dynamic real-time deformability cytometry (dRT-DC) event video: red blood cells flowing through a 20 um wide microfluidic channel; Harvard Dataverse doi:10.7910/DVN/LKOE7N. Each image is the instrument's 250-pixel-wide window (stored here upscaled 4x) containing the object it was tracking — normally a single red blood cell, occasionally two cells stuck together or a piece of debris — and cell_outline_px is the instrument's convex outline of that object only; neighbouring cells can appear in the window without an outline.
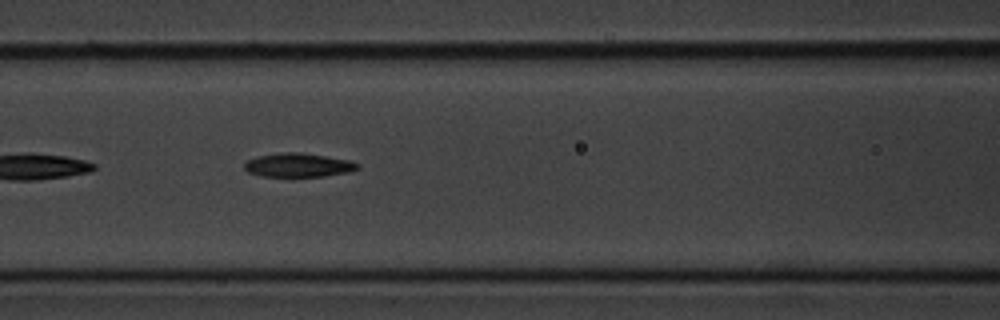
{"species": "common noctule bat (a hibernating species)", "species_latin": "Nyctalus noctula", "temperature_condition": "cold", "stored_images_in_passage": 24, "camera_frame_rate_fps": 3000, "um_per_image_px": 0.085, "animal": {"sex": "male", "body_mass_g": 20.1, "forearm_length_mm": 53.5}, "frame": {"image": 1, "passage_image": 8, "time_ms": 2.333, "image_size_px": [1000, 320], "cell_outline_px": [[360, 164], [356, 168], [348, 172], [324, 176], [260, 176], [248, 172], [244, 168], [244, 164], [248, 160], [256, 156], [280, 152], [300, 152], [352, 160]], "centroid_in_image_um": [25.33, 14.02], "position_along_channel_um": 141.3, "area_um2": 15.72}}